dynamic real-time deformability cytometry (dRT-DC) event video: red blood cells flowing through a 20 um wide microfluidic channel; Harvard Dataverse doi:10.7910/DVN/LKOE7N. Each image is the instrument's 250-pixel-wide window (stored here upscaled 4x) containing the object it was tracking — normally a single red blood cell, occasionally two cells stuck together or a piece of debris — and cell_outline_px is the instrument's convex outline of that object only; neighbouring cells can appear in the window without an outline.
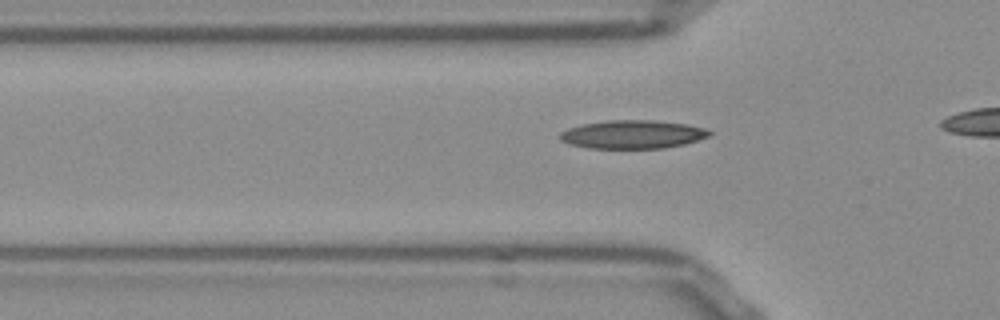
{"species": "Egyptian fruit bat (a non-hibernating species)", "species_latin": "Rousettus aegyptiacus", "temperature_condition": "room temperature", "stored_images_in_passage": 14, "camera_frame_rate_fps": 3000, "um_per_image_px": 0.085, "frame": {"image": 1, "passage_image": 8, "time_ms": 2.333, "image_size_px": [1000, 320], "cell_outline_px": [[712, 132], [708, 136], [684, 144], [664, 148], [588, 148], [572, 144], [560, 140], [560, 132], [568, 128], [580, 124], [608, 120], [652, 120], [688, 124], [704, 128]], "centroid_in_image_um": [53.75, 11.41], "position_along_channel_um": 72.0, "area_um2": 24.62}}
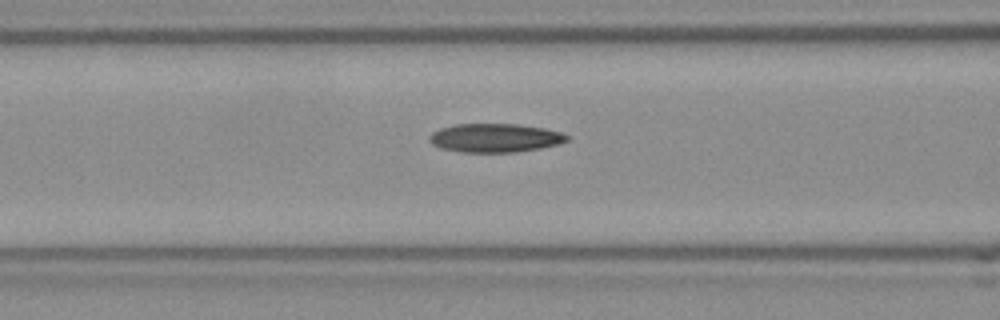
{"frame": {"image": 2, "passage_image": 12, "time_ms": 3.667, "image_size_px": [1000, 320], "cell_outline_px": [[568, 140], [560, 144], [540, 148], [516, 152], [460, 152], [444, 148], [432, 144], [428, 140], [428, 136], [432, 132], [440, 128], [456, 124], [516, 124], [544, 128], [560, 132], [568, 136]], "centroid_in_image_um": [42.07, 11.72], "position_along_channel_um": 124.5, "area_um2": 22.95}}